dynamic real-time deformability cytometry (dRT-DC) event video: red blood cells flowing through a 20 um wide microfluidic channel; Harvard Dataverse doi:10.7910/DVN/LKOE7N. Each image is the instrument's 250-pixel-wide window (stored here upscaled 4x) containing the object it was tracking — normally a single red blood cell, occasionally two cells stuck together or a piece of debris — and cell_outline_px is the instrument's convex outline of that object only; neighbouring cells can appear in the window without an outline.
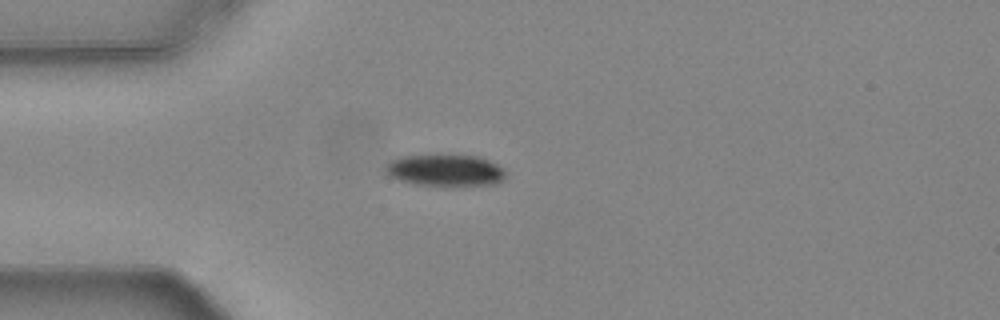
{"species": "common noctule bat (a hibernating species)", "species_latin": "Nyctalus noctula", "temperature_condition": "warm", "stored_images_in_passage": 41, "camera_frame_rate_fps": 3000, "um_per_image_px": 0.085, "animal": {"sex": "female", "body_mass_g": 24.6, "forearm_length_mm": 56.2}, "frame": {"image": 1, "passage_image": 1, "time_ms": 0.0, "image_size_px": [1000, 320], "cell_outline_px": [[504, 180], [496, 184], [452, 188], [416, 184], [400, 180], [388, 176], [384, 168], [392, 160], [400, 156], [480, 156], [504, 168]], "centroid_in_image_um": [37.89, 14.53], "position_along_channel_um": 47.1, "area_um2": 22.6}}
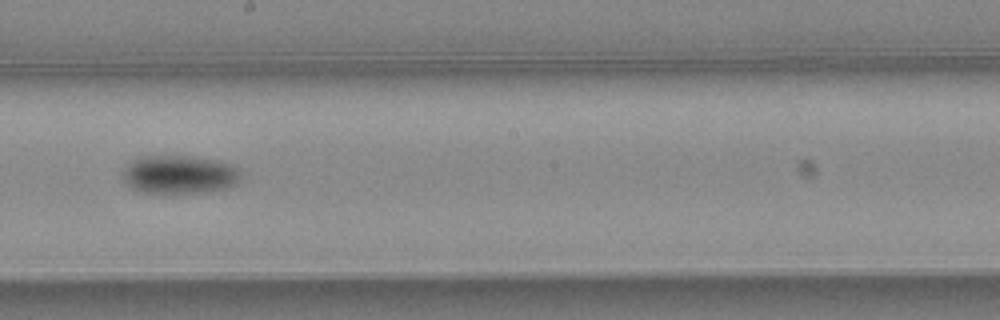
{"frame": {"image": 2, "passage_image": 17, "time_ms": 5.333, "image_size_px": [1000, 320], "cell_outline_px": [[240, 180], [236, 184], [224, 188], [200, 192], [160, 196], [136, 192], [124, 180], [120, 172], [132, 160], [140, 156], [192, 156], [220, 160], [232, 164], [240, 168]], "centroid_in_image_um": [15.2, 14.86], "position_along_channel_um": 233.0, "area_um2": 27.51}}
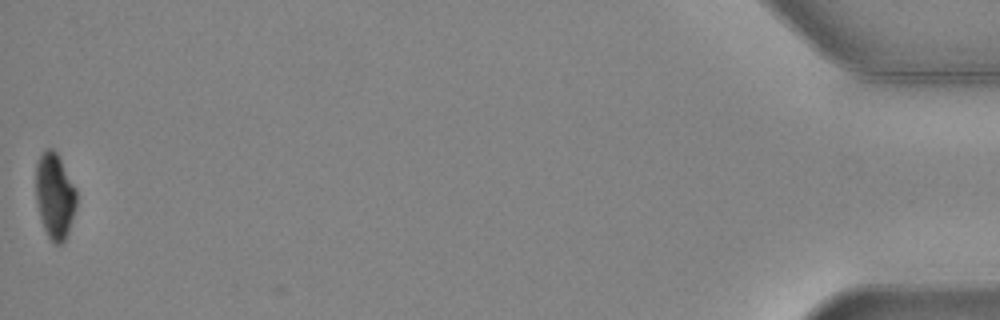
{"frame": {"image": 3, "passage_image": 41, "time_ms": 13.333, "image_size_px": [1000, 320], "cell_outline_px": [[76, 208], [64, 244], [56, 244], [48, 236], [40, 220], [36, 204], [36, 164], [44, 148], [52, 148], [56, 152], [76, 188]], "centroid_in_image_um": [4.65, 16.66], "position_along_channel_um": 430.6, "area_um2": 20.4}, "authors_computed_cell_mechanics": {"area_um2": 24.6228, "velocity_mm_per_s": 3.7527, "shape_relaxation_time_tau1_ms": 3.2093, "shape_relaxation_time_tau2_ms": null, "deformation_change_tau1": 0.1201, "deformation_change_tau2": null}}